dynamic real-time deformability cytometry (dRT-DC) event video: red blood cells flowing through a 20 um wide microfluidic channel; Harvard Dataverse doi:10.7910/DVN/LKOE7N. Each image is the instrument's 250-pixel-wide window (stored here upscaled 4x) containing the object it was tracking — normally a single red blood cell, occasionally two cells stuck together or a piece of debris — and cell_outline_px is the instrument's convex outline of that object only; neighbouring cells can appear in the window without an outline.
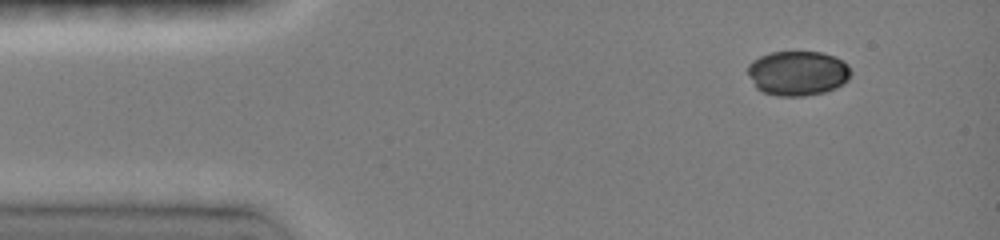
{"species": "common noctule bat (a hibernating species)", "species_latin": "Nyctalus noctula", "temperature_condition": "room temperature", "stored_images_in_passage": 31, "camera_frame_rate_fps": 3000, "um_per_image_px": 0.085, "animal": {"sex": "female", "body_mass_g": 19.0, "forearm_length_mm": 51.5}, "frame": {"image": 1, "passage_image": 1, "time_ms": 0.0, "image_size_px": [1000, 240], "cell_outline_px": [[852, 72], [848, 80], [844, 84], [836, 88], [824, 92], [804, 96], [776, 96], [764, 92], [756, 88], [748, 72], [748, 64], [752, 60], [760, 56], [772, 52], [820, 52], [836, 56], [848, 64]], "centroid_in_image_um": [67.84, 6.22], "position_along_channel_um": 17.2, "area_um2": 27.05}}
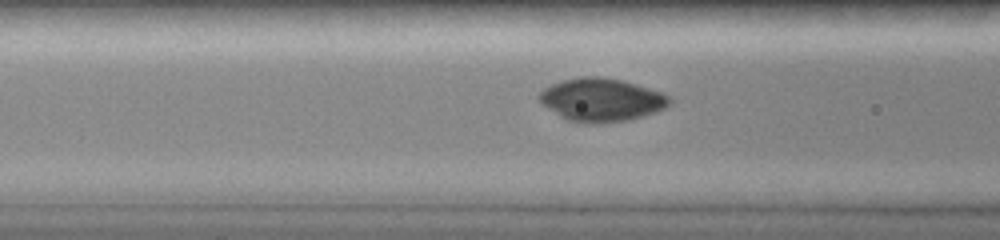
{"frame": {"image": 2, "passage_image": 9, "time_ms": 4.333, "image_size_px": [1000, 240], "cell_outline_px": [[672, 104], [656, 112], [628, 120], [596, 124], [588, 124], [568, 120], [560, 116], [540, 104], [536, 96], [544, 88], [560, 80], [580, 76], [600, 76], [620, 80], [636, 84], [660, 92], [668, 96], [672, 100]], "centroid_in_image_um": [51.08, 8.48], "position_along_channel_um": 115.5, "area_um2": 33.0}}
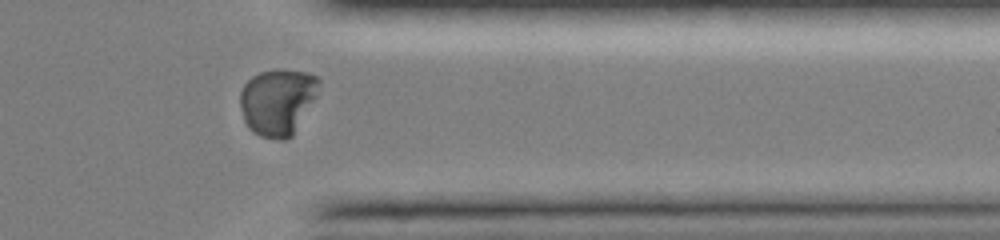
{"frame": {"image": 3, "passage_image": 29, "time_ms": 11.0, "image_size_px": [1000, 240], "cell_outline_px": [[320, 84], [316, 96], [292, 136], [284, 140], [280, 140], [260, 136], [252, 132], [248, 128], [244, 120], [240, 108], [240, 92], [244, 84], [252, 76], [260, 72], [276, 68], [280, 68], [308, 72], [316, 76], [320, 80]], "centroid_in_image_um": [23.59, 8.62], "position_along_channel_um": 387.8, "area_um2": 30.87}}